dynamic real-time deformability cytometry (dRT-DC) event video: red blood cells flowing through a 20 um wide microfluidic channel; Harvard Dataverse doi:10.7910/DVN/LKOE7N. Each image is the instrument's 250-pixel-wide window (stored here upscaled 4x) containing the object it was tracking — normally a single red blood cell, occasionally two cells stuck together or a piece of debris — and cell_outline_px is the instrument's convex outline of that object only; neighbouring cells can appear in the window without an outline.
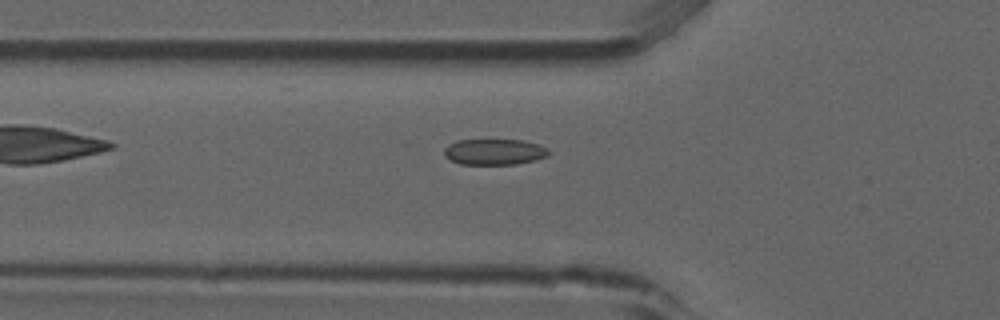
{"species": "common noctule bat (a hibernating species)", "species_latin": "Nyctalus noctula", "temperature_condition": "room temperature", "stored_images_in_passage": 37, "camera_frame_rate_fps": 3000, "um_per_image_px": 0.085, "animal": {"sex": "male", "forearm_length_mm": 52.5}, "frame": {"image": 1, "passage_image": 2, "time_ms": 0.333, "image_size_px": [1000, 320], "cell_outline_px": [[548, 156], [536, 160], [516, 164], [460, 164], [444, 156], [444, 148], [448, 144], [456, 140], [524, 140], [540, 144], [548, 148]], "centroid_in_image_um": [42.03, 12.9], "position_along_channel_um": 83.8, "area_um2": 15.9}}
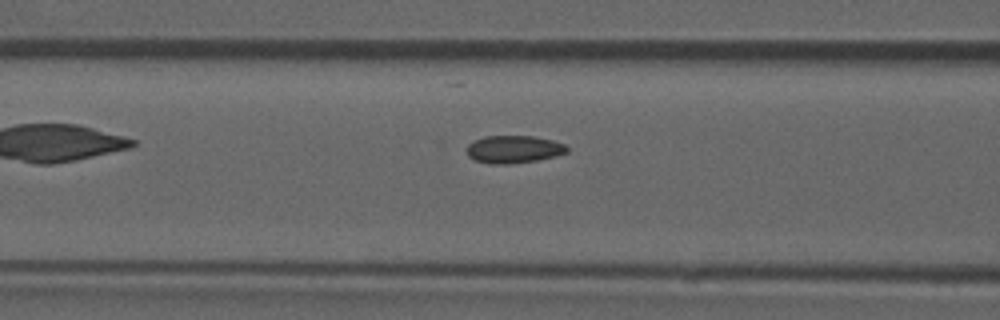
{"frame": {"image": 2, "passage_image": 5, "time_ms": 1.333, "image_size_px": [1000, 320], "cell_outline_px": [[568, 152], [556, 156], [536, 160], [512, 164], [492, 164], [476, 160], [468, 156], [468, 144], [484, 136], [532, 136], [552, 140], [564, 144], [568, 148]], "centroid_in_image_um": [43.69, 12.69], "position_along_channel_um": 122.9, "area_um2": 16.01}}
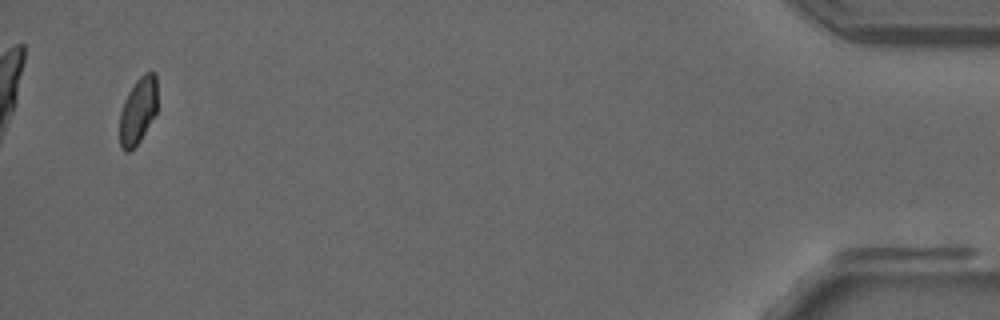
{"frame": {"image": 3, "passage_image": 35, "time_ms": 11.333, "image_size_px": [1000, 320], "cell_outline_px": [[156, 112], [140, 140], [128, 152], [124, 152], [120, 144], [120, 112], [124, 100], [128, 92], [136, 80], [144, 72], [156, 72]], "centroid_in_image_um": [11.72, 9.38], "position_along_channel_um": 423.5, "area_um2": 14.45}, "authors_computed_cell_mechanics": {"area_um2": 15.8372, "velocity_mm_per_s": 3.8641, "shape_relaxation_time_tau1_ms": 10.6338, "shape_relaxation_time_tau2_ms": 2.074, "deformation_change_tau1": 0.1642, "deformation_change_tau2": 0.0594}}